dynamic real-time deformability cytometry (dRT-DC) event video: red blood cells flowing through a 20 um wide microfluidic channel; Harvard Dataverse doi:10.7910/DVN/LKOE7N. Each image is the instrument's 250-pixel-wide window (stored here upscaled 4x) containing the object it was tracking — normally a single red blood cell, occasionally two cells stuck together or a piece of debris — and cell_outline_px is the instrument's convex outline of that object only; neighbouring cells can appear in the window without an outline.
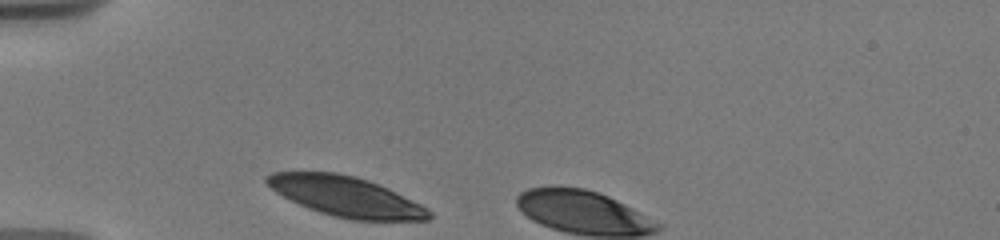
{"species": "human", "species_latin": "Homo sapiens", "temperature_condition": "warm", "stored_images_in_passage": 6, "camera_frame_rate_fps": 3000, "um_per_image_px": 0.085, "donor": {"sex": "male"}, "frame": {"image": 1, "passage_image": 1, "time_ms": 0.0, "image_size_px": [1000, 240], "cell_outline_px": [[432, 216], [428, 220], [352, 220], [332, 216], [308, 208], [276, 192], [264, 180], [264, 176], [272, 172], [336, 172], [356, 176], [368, 180], [388, 188], [428, 208], [432, 212]], "centroid_in_image_um": [29.41, 16.7], "position_along_channel_um": 55.6, "area_um2": 37.69}}